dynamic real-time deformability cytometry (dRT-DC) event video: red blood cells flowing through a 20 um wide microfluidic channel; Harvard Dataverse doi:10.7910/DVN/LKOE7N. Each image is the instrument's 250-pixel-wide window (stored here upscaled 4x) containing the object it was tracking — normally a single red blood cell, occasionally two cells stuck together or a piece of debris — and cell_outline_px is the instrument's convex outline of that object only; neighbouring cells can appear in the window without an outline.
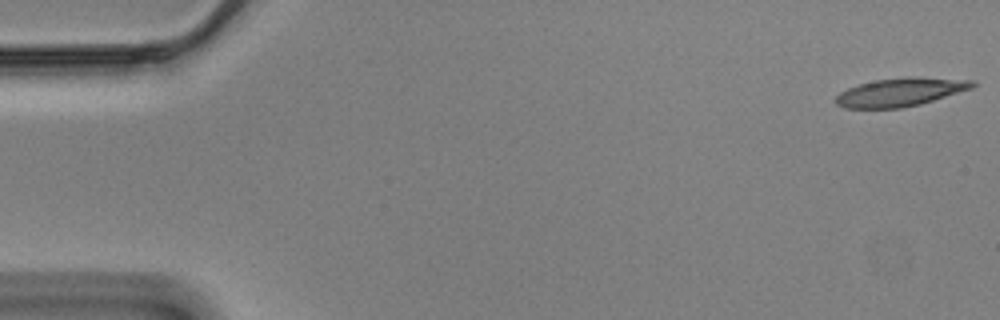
{"species": "Egyptian fruit bat (a non-hibernating species)", "species_latin": "Rousettus aegyptiacus", "temperature_condition": "cold", "stored_images_in_passage": 57, "camera_frame_rate_fps": 3000, "um_per_image_px": 0.085, "animal": {"sex": "male"}, "frame": {"image": 1, "passage_image": 1, "time_ms": 0.0, "image_size_px": [1000, 320], "cell_outline_px": [[976, 84], [972, 88], [920, 104], [900, 108], [844, 108], [836, 104], [836, 96], [840, 92], [848, 88], [860, 84], [876, 80], [908, 76], [912, 76], [976, 80]], "centroid_in_image_um": [76.55, 7.82], "position_along_channel_um": 8.4, "area_um2": 22.54}}
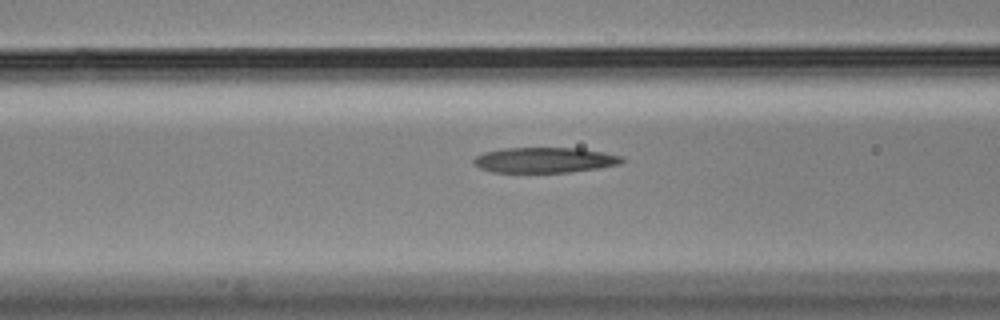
{"frame": {"image": 2, "passage_image": 22, "time_ms": 7.0, "image_size_px": [1000, 320], "cell_outline_px": [[624, 160], [620, 164], [600, 168], [572, 172], [492, 172], [480, 168], [472, 164], [472, 160], [476, 156], [484, 152], [504, 148], [580, 148], [604, 152], [624, 156]], "centroid_in_image_um": [46.31, 13.6], "position_along_channel_um": 120.3, "area_um2": 22.14}}
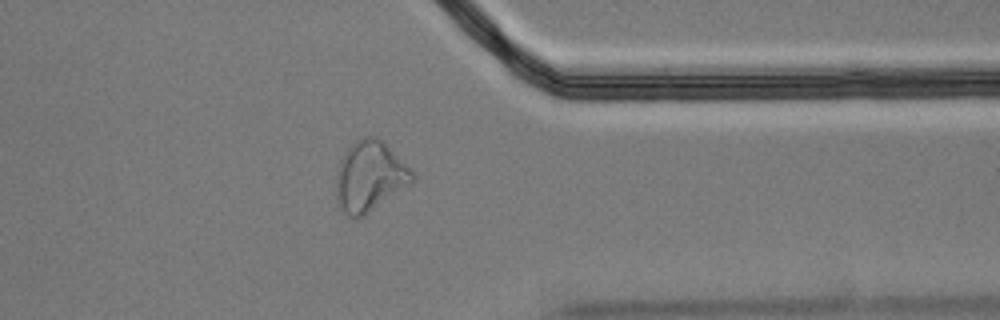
{"frame": {"image": 3, "passage_image": 45, "time_ms": 14.667, "image_size_px": [1000, 320], "cell_outline_px": [[416, 180], [412, 184], [364, 216], [356, 220], [352, 220], [344, 212], [336, 200], [336, 176], [340, 160], [344, 152], [356, 140], [364, 136], [376, 136], [412, 172]], "centroid_in_image_um": [31.39, 15.05], "position_along_channel_um": 380.0, "area_um2": 31.04}, "authors_computed_cell_mechanics": {"area_um2": 23.2934, "velocity_mm_per_s": 3.4902, "shape_relaxation_time_tau1_ms": null, "shape_relaxation_time_tau2_ms": 2.2078, "deformation_change_tau1": null, "deformation_change_tau2": 0.1209}}